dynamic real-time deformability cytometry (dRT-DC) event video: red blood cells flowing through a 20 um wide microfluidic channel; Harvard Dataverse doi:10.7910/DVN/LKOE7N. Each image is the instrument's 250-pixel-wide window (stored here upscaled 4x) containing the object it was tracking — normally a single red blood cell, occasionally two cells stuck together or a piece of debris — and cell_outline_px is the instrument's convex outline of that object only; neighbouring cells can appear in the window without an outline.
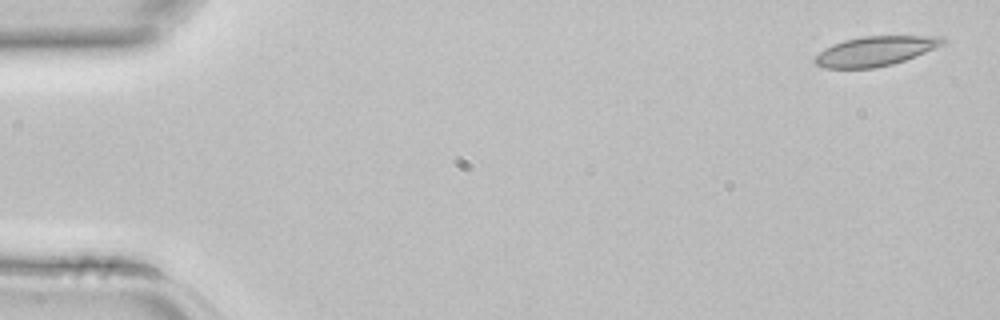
{"species": "common noctule bat (a hibernating species)", "species_latin": "Nyctalus noctula", "temperature_condition": "room temperature", "stored_images_in_passage": 5, "segment_of_instrument_passage": [1, 2], "camera_frame_rate_fps": 3000, "um_per_image_px": 0.085, "animal": {"sex": "female", "body_mass_g": 22.7, "forearm_length_mm": 54.2}, "frame": {"image": 1, "passage_image": 1, "time_ms": 0.0, "image_size_px": [1000, 320], "cell_outline_px": [[948, 40], [944, 44], [904, 60], [892, 64], [872, 68], [824, 68], [816, 64], [812, 60], [824, 48], [832, 44], [844, 40], [864, 36], [944, 36]], "centroid_in_image_um": [74.39, 4.33], "position_along_channel_um": 10.6, "area_um2": 21.96}}
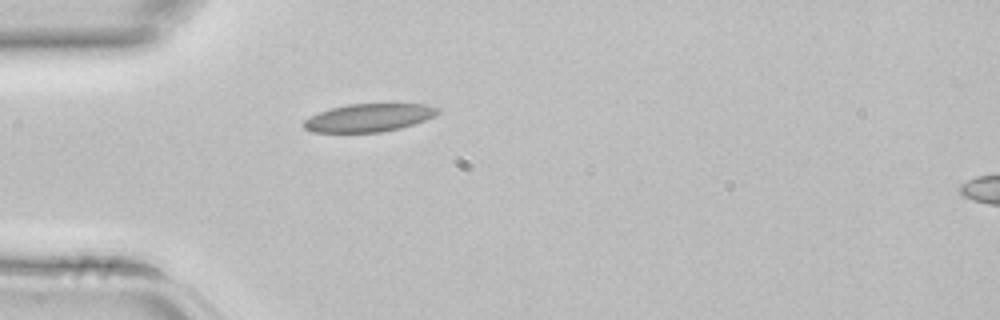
{"frame": {"image": 2, "passage_image": 4, "time_ms": 1.0, "image_size_px": [1000, 320], "cell_outline_px": [[440, 112], [436, 116], [400, 128], [380, 132], [312, 132], [304, 128], [300, 124], [304, 120], [320, 112], [332, 108], [348, 104], [424, 104], [440, 108]], "centroid_in_image_um": [31.36, 10.0], "position_along_channel_um": 53.6, "area_um2": 21.73}}